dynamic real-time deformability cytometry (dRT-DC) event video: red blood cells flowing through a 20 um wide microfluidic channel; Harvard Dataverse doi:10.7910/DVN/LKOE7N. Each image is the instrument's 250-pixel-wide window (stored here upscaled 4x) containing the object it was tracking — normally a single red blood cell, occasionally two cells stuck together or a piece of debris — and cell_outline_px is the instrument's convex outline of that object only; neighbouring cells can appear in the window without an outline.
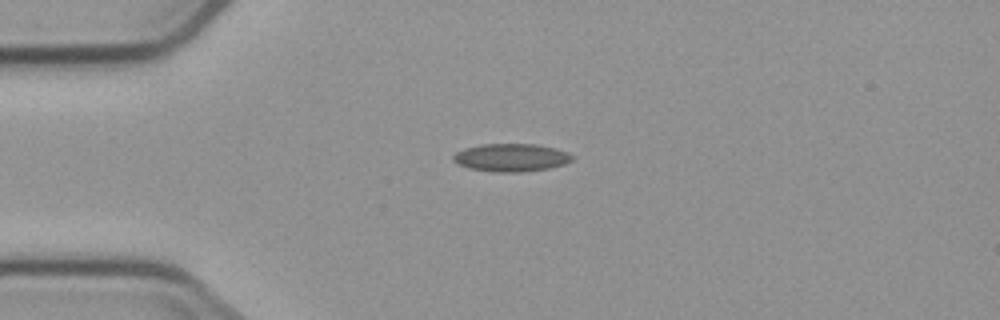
{"species": "common noctule bat (a hibernating species)", "species_latin": "Nyctalus noctula", "temperature_condition": "cold", "stored_images_in_passage": 9, "camera_frame_rate_fps": 3000, "um_per_image_px": 0.085, "animal": {"sex": "male", "body_mass_g": 23.1, "forearm_length_mm": 52.7}, "frame": {"image": 1, "passage_image": 1, "time_ms": 0.0, "image_size_px": [1000, 320], "cell_outline_px": [[572, 160], [564, 164], [548, 168], [516, 172], [496, 172], [468, 168], [452, 160], [452, 156], [456, 152], [464, 148], [480, 144], [536, 144], [568, 152], [572, 156]], "centroid_in_image_um": [43.4, 13.38], "position_along_channel_um": 41.6, "area_um2": 19.13}}
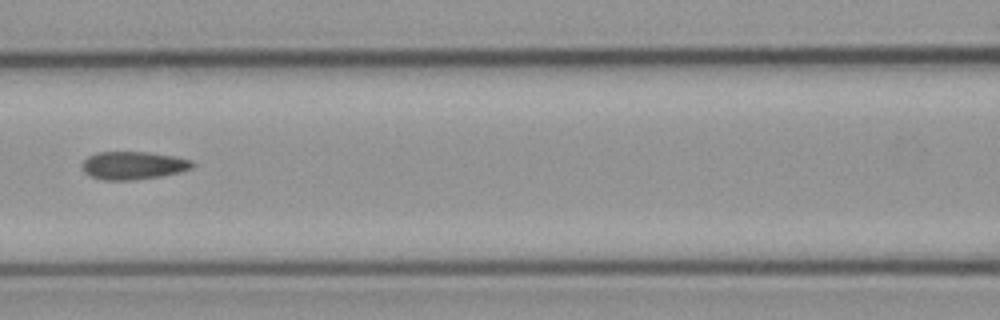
{"frame": {"image": 2, "passage_image": 4, "time_ms": 3.667, "image_size_px": [1000, 320], "cell_outline_px": [[196, 164], [192, 168], [160, 176], [132, 180], [104, 180], [92, 176], [84, 172], [84, 160], [88, 156], [96, 152], [148, 152], [176, 156], [192, 160]], "centroid_in_image_um": [11.35, 14.05], "position_along_channel_um": 155.2, "area_um2": 17.8}}
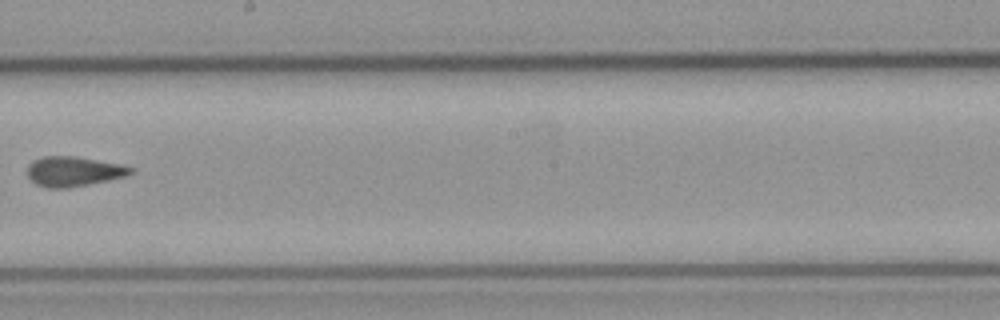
{"frame": {"image": 3, "passage_image": 6, "time_ms": 6.0, "image_size_px": [1000, 320], "cell_outline_px": [[132, 172], [124, 176], [108, 180], [68, 188], [48, 188], [36, 184], [24, 172], [28, 164], [32, 160], [44, 156], [76, 156], [120, 164], [132, 168]], "centroid_in_image_um": [6.17, 14.56], "position_along_channel_um": 242.0, "area_um2": 17.98}}